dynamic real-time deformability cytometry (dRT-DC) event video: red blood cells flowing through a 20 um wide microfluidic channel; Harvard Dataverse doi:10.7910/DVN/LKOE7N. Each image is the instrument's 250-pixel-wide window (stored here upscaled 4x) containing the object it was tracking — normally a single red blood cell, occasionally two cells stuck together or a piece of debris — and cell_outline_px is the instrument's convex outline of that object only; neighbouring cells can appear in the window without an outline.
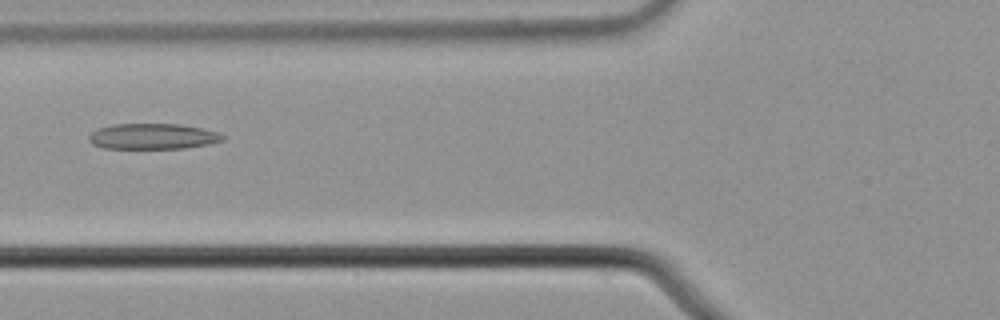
{"species": "common noctule bat (a hibernating species)", "species_latin": "Nyctalus noctula", "temperature_condition": "cold", "stored_images_in_passage": 43, "camera_frame_rate_fps": 3000, "um_per_image_px": 0.085, "animal": {"sex": "male", "body_mass_g": 21.5, "forearm_length_mm": 52.0}, "frame": {"image": 1, "passage_image": 10, "time_ms": 3.0, "image_size_px": [1000, 320], "cell_outline_px": [[224, 140], [208, 144], [184, 148], [104, 148], [92, 144], [88, 140], [88, 136], [96, 128], [112, 124], [180, 124], [204, 128], [216, 132], [224, 136]], "centroid_in_image_um": [12.95, 11.58], "position_along_channel_um": 112.8, "area_um2": 20.06}}
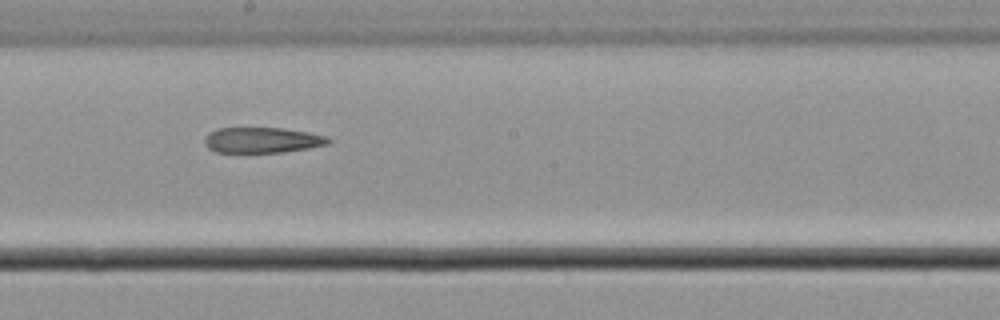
{"frame": {"image": 2, "passage_image": 19, "time_ms": 6.0, "image_size_px": [1000, 320], "cell_outline_px": [[332, 140], [328, 144], [308, 148], [284, 152], [216, 152], [208, 148], [204, 144], [204, 136], [208, 132], [216, 128], [284, 128], [308, 132], [324, 136]], "centroid_in_image_um": [22.24, 11.9], "position_along_channel_um": 226.0, "area_um2": 18.5}}
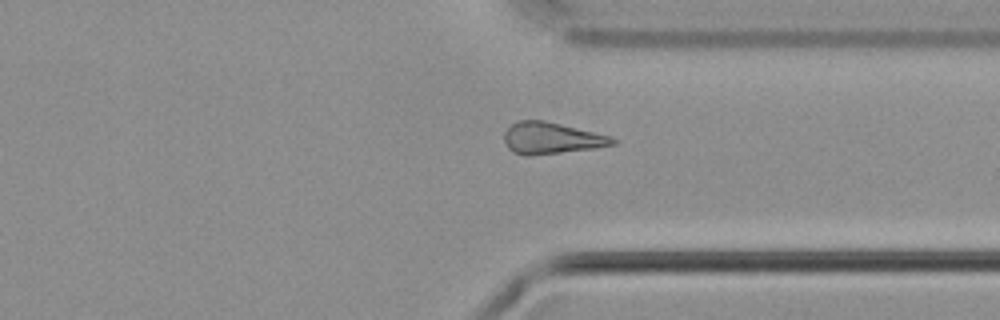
{"frame": {"image": 3, "passage_image": 30, "time_ms": 9.667, "image_size_px": [1000, 320], "cell_outline_px": [[620, 140], [616, 144], [592, 148], [532, 156], [524, 156], [512, 152], [508, 148], [504, 140], [504, 132], [512, 124], [520, 120], [544, 120], [612, 136]], "centroid_in_image_um": [46.88, 11.75], "position_along_channel_um": 364.5, "area_um2": 20.06}}